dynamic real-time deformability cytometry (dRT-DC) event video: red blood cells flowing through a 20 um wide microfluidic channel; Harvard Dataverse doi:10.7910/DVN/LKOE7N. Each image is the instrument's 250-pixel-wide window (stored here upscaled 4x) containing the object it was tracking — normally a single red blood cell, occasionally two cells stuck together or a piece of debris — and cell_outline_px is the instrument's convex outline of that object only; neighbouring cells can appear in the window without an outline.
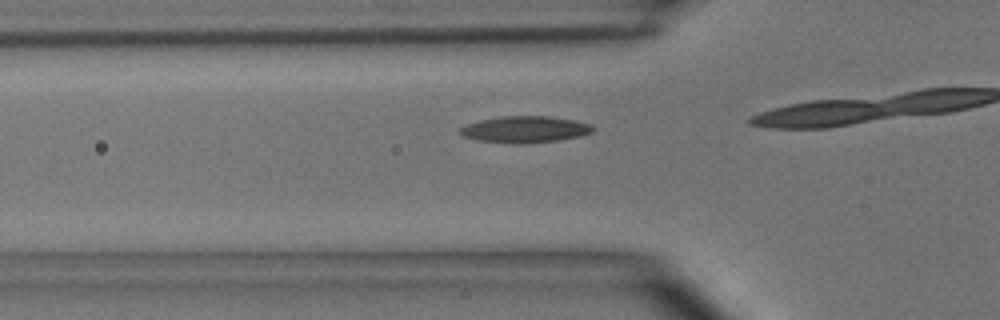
{"species": "common noctule bat (a hibernating species)", "species_latin": "Nyctalus noctula", "temperature_condition": "room temperature", "stored_images_in_passage": 17, "camera_frame_rate_fps": 3000, "um_per_image_px": 0.085, "animal": {"sex": "male", "body_mass_g": 15.6}, "frame": {"image": 1, "passage_image": 11, "time_ms": 3.333, "image_size_px": [1000, 320], "cell_outline_px": [[596, 128], [592, 132], [580, 136], [556, 140], [520, 144], [516, 144], [476, 140], [464, 136], [460, 132], [460, 128], [468, 124], [480, 120], [504, 116], [548, 116], [572, 120], [592, 124]], "centroid_in_image_um": [44.64, 11.0], "position_along_channel_um": 81.2, "area_um2": 20.35}}